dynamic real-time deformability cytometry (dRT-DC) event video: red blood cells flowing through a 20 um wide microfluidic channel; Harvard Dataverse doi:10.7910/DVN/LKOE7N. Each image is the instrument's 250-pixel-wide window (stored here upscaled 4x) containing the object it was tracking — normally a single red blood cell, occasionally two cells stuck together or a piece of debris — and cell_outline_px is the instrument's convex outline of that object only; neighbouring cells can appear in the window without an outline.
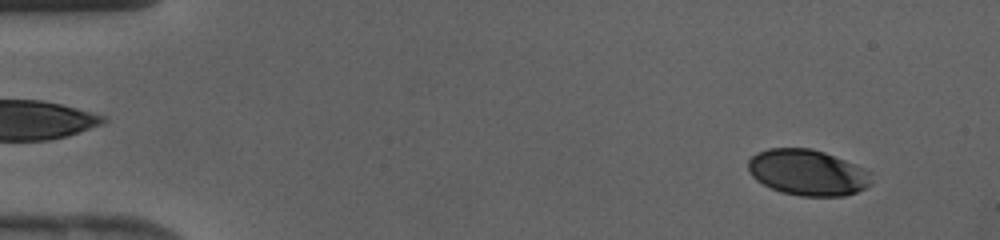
{"species": "human", "species_latin": "Homo sapiens", "temperature_condition": "cold", "stored_images_in_passage": 42, "camera_frame_rate_fps": 3000, "um_per_image_px": 0.085, "donor": {"sex": "female"}, "frame": {"image": 1, "passage_image": 3, "time_ms": 0.667, "image_size_px": [1000, 240], "cell_outline_px": [[872, 184], [856, 192], [844, 196], [800, 196], [780, 192], [756, 180], [752, 176], [748, 168], [748, 160], [756, 152], [768, 148], [812, 148], [824, 152], [844, 160], [872, 172]], "centroid_in_image_um": [68.64, 14.66], "position_along_channel_um": 16.4, "area_um2": 33.06}}
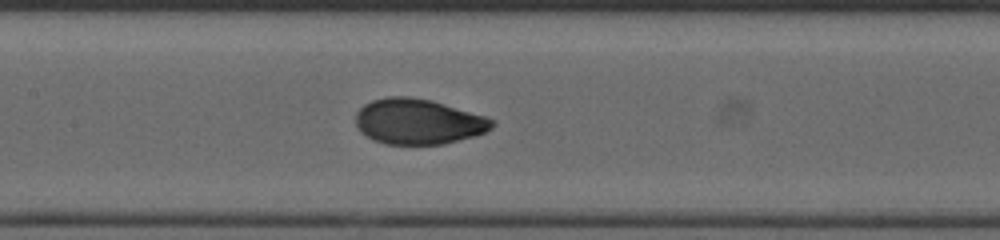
{"frame": {"image": 2, "passage_image": 20, "time_ms": 6.333, "image_size_px": [1000, 240], "cell_outline_px": [[496, 124], [492, 128], [476, 136], [444, 144], [384, 144], [360, 132], [356, 124], [356, 112], [364, 104], [372, 100], [388, 96], [408, 96], [432, 100], [484, 116], [496, 120]], "centroid_in_image_um": [35.56, 10.33], "position_along_channel_um": 171.8, "area_um2": 36.18}}
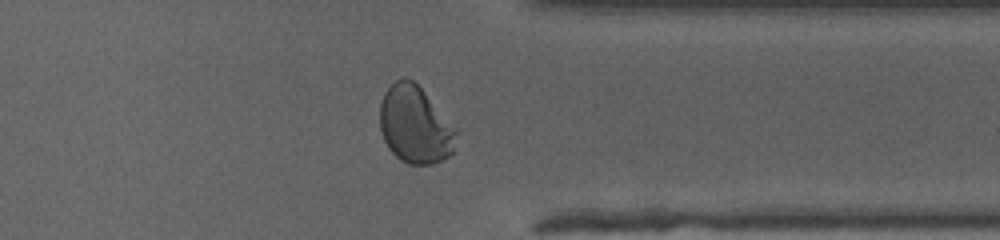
{"frame": {"image": 3, "passage_image": 33, "time_ms": 10.667, "image_size_px": [1000, 240], "cell_outline_px": [[464, 128], [452, 152], [448, 156], [432, 164], [408, 164], [400, 160], [388, 148], [384, 140], [380, 128], [380, 104], [384, 92], [396, 80], [404, 76], [412, 80]], "centroid_in_image_um": [35.4, 10.59], "position_along_channel_um": 376.0, "area_um2": 35.89}}